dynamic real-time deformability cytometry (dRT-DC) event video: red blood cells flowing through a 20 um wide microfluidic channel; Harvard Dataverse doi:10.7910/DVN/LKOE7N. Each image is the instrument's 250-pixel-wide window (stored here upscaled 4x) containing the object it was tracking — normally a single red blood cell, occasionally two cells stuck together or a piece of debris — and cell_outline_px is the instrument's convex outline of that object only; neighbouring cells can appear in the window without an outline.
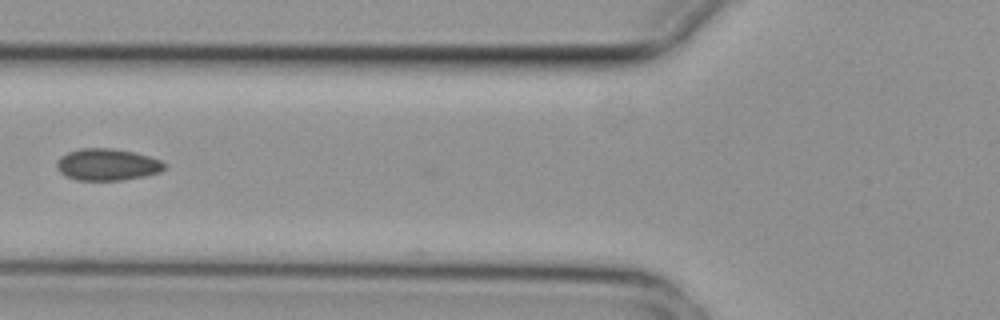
{"species": "common noctule bat (a hibernating species)", "species_latin": "Nyctalus noctula", "temperature_condition": "cold", "stored_images_in_passage": 6, "camera_frame_rate_fps": 3000, "um_per_image_px": 0.085, "animal": {"sex": "female", "body_mass_g": 29.2, "forearm_length_mm": 56.3}, "frame": {"image": 1, "passage_image": 5, "time_ms": 1.333, "image_size_px": [1000, 320], "cell_outline_px": [[164, 168], [160, 172], [144, 176], [124, 180], [76, 180], [64, 176], [56, 168], [56, 160], [60, 156], [68, 152], [80, 148], [112, 148], [132, 152], [148, 156], [160, 160], [164, 164]], "centroid_in_image_um": [9.05, 13.99], "position_along_channel_um": 116.7, "area_um2": 20.0}}